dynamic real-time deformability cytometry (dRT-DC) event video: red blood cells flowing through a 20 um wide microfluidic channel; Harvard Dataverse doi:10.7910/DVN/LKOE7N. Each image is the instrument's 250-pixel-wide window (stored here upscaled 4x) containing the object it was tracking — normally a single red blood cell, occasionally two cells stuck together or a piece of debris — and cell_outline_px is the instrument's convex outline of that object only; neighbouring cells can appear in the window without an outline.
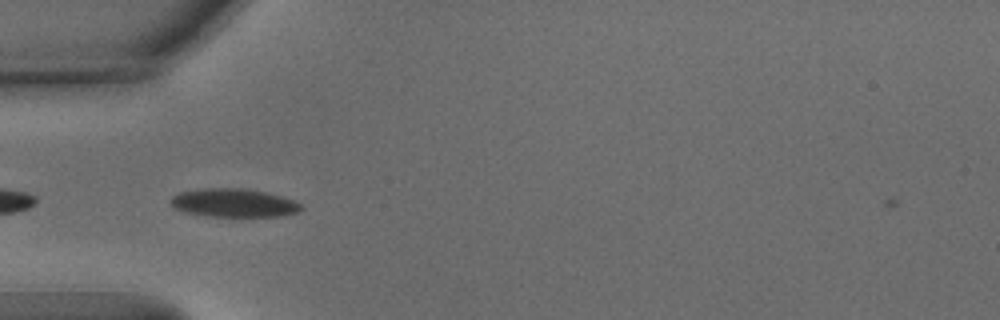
{"species": "common noctule bat (a hibernating species)", "species_latin": "Nyctalus noctula", "temperature_condition": "warm", "stored_images_in_passage": 5, "camera_frame_rate_fps": 3000, "um_per_image_px": 0.085, "animal": {"sex": "male", "body_mass_g": 15.6}, "frame": {"image": 1, "passage_image": 3, "time_ms": 0.667, "image_size_px": [1000, 320], "cell_outline_px": [[304, 208], [300, 212], [280, 216], [208, 216], [188, 212], [176, 208], [168, 200], [172, 196], [180, 192], [204, 188], [248, 188], [280, 196], [292, 200], [300, 204]], "centroid_in_image_um": [19.89, 17.24], "position_along_channel_um": 65.1, "area_um2": 21.44}}